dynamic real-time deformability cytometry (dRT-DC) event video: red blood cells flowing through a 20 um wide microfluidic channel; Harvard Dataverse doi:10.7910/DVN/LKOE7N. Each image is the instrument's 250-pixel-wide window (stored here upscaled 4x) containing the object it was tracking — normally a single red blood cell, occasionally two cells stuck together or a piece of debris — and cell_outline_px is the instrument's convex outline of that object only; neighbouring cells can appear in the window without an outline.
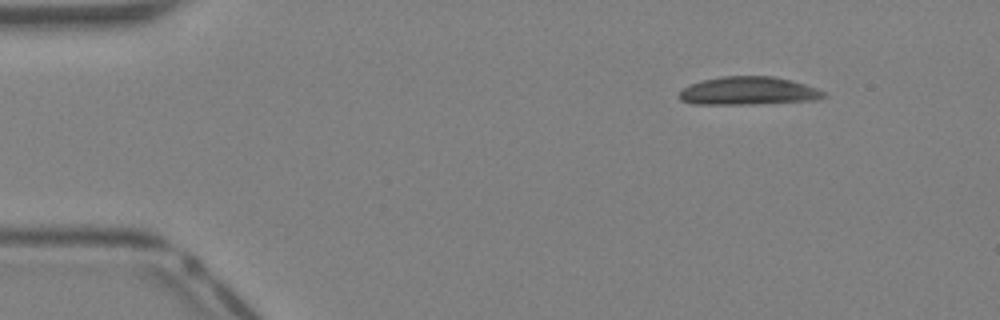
{"species": "Egyptian fruit bat (a non-hibernating species)", "species_latin": "Rousettus aegyptiacus", "temperature_condition": "warm", "stored_images_in_passage": 8, "camera_frame_rate_fps": 3000, "um_per_image_px": 0.085, "animal": {"sex": "female"}, "frame": {"image": 1, "passage_image": 1, "time_ms": 0.0, "image_size_px": [1000, 320], "cell_outline_px": [[828, 96], [816, 100], [756, 104], [696, 104], [680, 100], [676, 96], [684, 88], [700, 80], [720, 76], [772, 76], [804, 84], [816, 88], [824, 92]], "centroid_in_image_um": [63.59, 7.73], "position_along_channel_um": 21.4, "area_um2": 23.7}}